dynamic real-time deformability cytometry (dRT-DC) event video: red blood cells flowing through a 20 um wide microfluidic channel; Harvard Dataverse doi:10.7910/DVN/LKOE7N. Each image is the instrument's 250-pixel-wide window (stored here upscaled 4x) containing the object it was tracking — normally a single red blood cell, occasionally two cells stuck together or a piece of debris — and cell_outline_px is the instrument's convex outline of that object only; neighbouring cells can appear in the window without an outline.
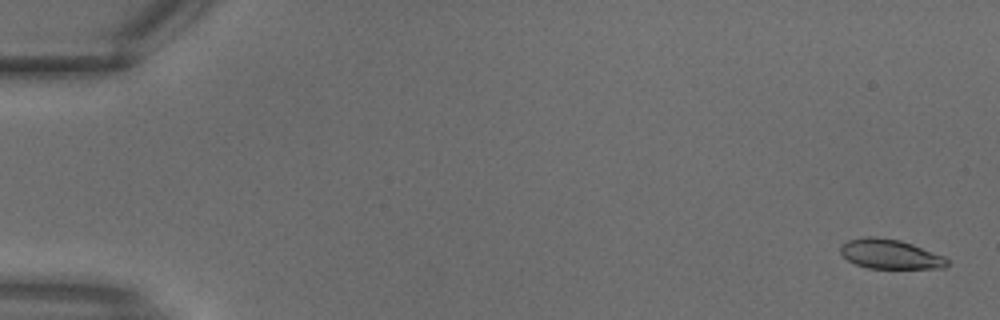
{"species": "common noctule bat (a hibernating species)", "species_latin": "Nyctalus noctula", "temperature_condition": "warm", "stored_images_in_passage": 17, "camera_frame_rate_fps": 3000, "um_per_image_px": 0.085, "animal": {"sex": "male", "body_mass_g": 18.8}, "frame": {"image": 1, "passage_image": 1, "time_ms": 0.0, "image_size_px": [1000, 320], "cell_outline_px": [[948, 264], [944, 268], [868, 268], [856, 264], [848, 260], [840, 252], [840, 244], [848, 240], [868, 236], [872, 236], [900, 240], [912, 244], [944, 256], [948, 260]], "centroid_in_image_um": [75.64, 21.6], "position_along_channel_um": 9.4, "area_um2": 18.26}}
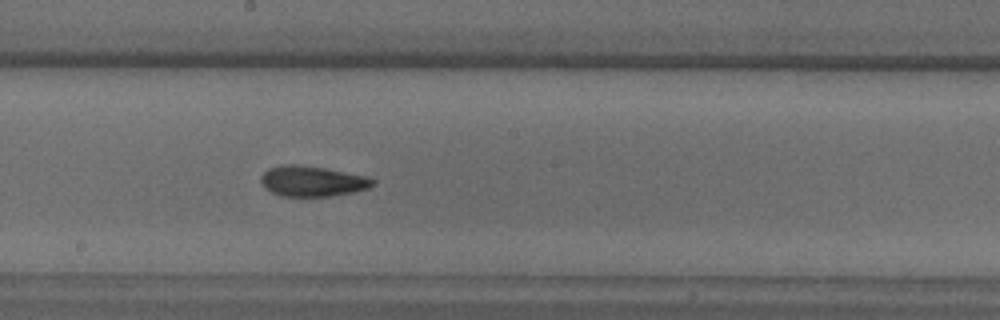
{"frame": {"image": 2, "passage_image": 17, "time_ms": 5.333, "image_size_px": [1000, 320], "cell_outline_px": [[376, 184], [368, 188], [352, 192], [332, 196], [280, 196], [264, 188], [260, 180], [260, 176], [268, 168], [284, 164], [296, 164], [324, 168], [368, 176], [376, 180]], "centroid_in_image_um": [26.54, 15.4], "position_along_channel_um": 221.7, "area_um2": 20.0}}